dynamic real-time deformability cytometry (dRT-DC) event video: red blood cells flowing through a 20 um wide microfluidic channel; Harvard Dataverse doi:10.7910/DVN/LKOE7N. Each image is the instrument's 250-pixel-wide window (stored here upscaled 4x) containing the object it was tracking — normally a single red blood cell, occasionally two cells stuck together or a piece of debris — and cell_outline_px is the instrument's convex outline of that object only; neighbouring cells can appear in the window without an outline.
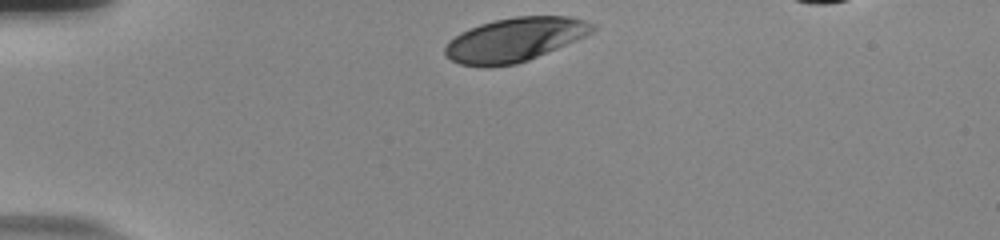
{"species": "human", "species_latin": "Homo sapiens", "temperature_condition": "room temperature", "stored_images_in_passage": 34, "camera_frame_rate_fps": 3000, "um_per_image_px": 0.085, "donor": {"sex": "male"}, "frame": {"image": 1, "passage_image": 1, "time_ms": 0.0, "image_size_px": [1000, 240], "cell_outline_px": [[596, 28], [592, 32], [576, 40], [528, 60], [516, 64], [488, 68], [480, 68], [460, 64], [444, 56], [444, 48], [448, 40], [460, 32], [480, 24], [496, 20], [516, 16], [568, 16], [584, 20], [596, 24]], "centroid_in_image_um": [43.7, 3.39], "position_along_channel_um": 41.3, "area_um2": 37.92}}
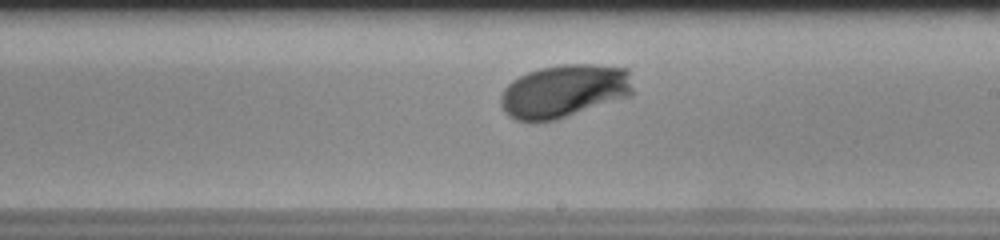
{"frame": {"image": 2, "passage_image": 21, "time_ms": 6.667, "image_size_px": [1000, 240], "cell_outline_px": [[632, 96], [556, 120], [516, 120], [508, 116], [504, 112], [500, 104], [500, 96], [504, 88], [512, 80], [528, 72], [540, 68], [560, 64], [596, 64], [628, 68], [632, 88]], "centroid_in_image_um": [47.96, 7.73], "position_along_channel_um": 241.0, "area_um2": 41.15}}
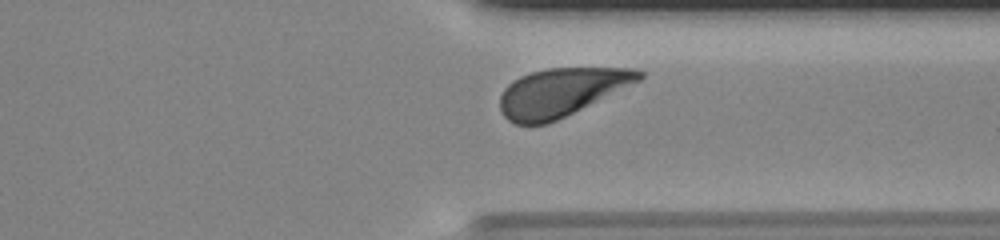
{"frame": {"image": 3, "passage_image": 31, "time_ms": 10.0, "image_size_px": [1000, 240], "cell_outline_px": [[644, 76], [640, 80], [548, 124], [516, 124], [508, 120], [504, 116], [500, 108], [500, 96], [504, 88], [512, 80], [520, 76], [532, 72], [548, 68], [632, 68], [644, 72]], "centroid_in_image_um": [47.66, 7.83], "position_along_channel_um": 363.7, "area_um2": 38.55}, "authors_computed_cell_mechanics": {"area_um2": 39.1306, "velocity_mm_per_s": 3.6646, "shape_relaxation_time_tau1_ms": 2.3027, "shape_relaxation_time_tau2_ms": null, "deformation_change_tau1": 0.1642, "deformation_change_tau2": null}}